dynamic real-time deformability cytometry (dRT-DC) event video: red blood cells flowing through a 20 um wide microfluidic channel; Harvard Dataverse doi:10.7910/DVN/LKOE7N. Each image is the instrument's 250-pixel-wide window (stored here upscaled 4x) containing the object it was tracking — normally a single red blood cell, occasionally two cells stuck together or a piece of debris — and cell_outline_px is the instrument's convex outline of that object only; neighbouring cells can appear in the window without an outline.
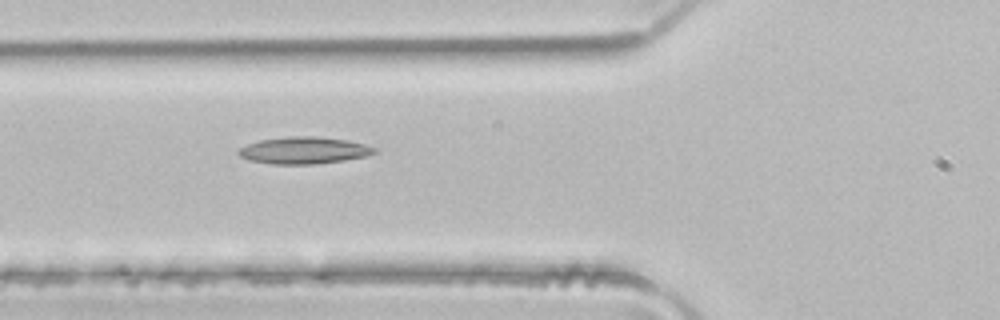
{"species": "common noctule bat (a hibernating species)", "species_latin": "Nyctalus noctula", "temperature_condition": "room temperature", "stored_images_in_passage": 3, "camera_frame_rate_fps": 3000, "um_per_image_px": 0.085, "animal": {"sex": "male", "body_mass_g": 21.5, "forearm_length_mm": 52.0}, "frame": {"image": 1, "passage_image": 3, "time_ms": 0.667, "image_size_px": [1000, 320], "cell_outline_px": [[380, 152], [364, 156], [344, 160], [312, 164], [272, 164], [248, 160], [240, 156], [236, 152], [240, 148], [248, 144], [260, 140], [288, 136], [312, 136], [348, 140], [364, 144], [376, 148]], "centroid_in_image_um": [25.83, 12.78], "position_along_channel_um": 100.0, "area_um2": 21.27}}